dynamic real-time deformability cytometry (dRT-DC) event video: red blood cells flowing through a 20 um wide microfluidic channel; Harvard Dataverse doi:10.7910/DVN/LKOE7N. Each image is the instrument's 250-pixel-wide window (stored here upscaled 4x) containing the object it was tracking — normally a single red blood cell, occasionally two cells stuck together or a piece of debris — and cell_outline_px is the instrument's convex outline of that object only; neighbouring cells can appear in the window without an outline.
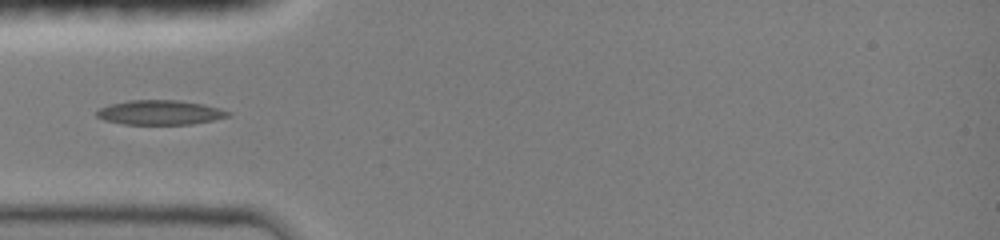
{"species": "common noctule bat (a hibernating species)", "species_latin": "Nyctalus noctula", "temperature_condition": "room temperature", "stored_images_in_passage": 3, "camera_frame_rate_fps": 3000, "um_per_image_px": 0.085, "animal": {"sex": "female", "body_mass_g": 19.0, "forearm_length_mm": 51.5}, "frame": {"image": 1, "passage_image": 1, "time_ms": 0.0, "image_size_px": [1000, 240], "cell_outline_px": [[228, 116], [212, 120], [192, 124], [124, 124], [104, 120], [96, 116], [96, 112], [100, 108], [112, 104], [128, 100], [180, 100], [204, 104], [220, 108], [228, 112]], "centroid_in_image_um": [13.58, 9.55], "position_along_channel_um": 71.4, "area_um2": 18.61}}
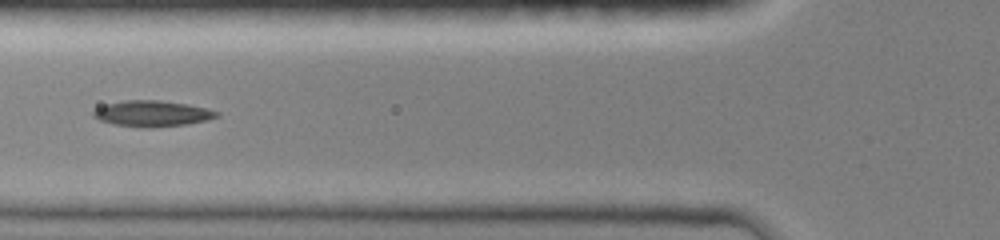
{"frame": {"image": 2, "passage_image": 2, "time_ms": 1.0, "image_size_px": [1000, 240], "cell_outline_px": [[220, 116], [208, 120], [184, 124], [116, 124], [100, 120], [92, 116], [92, 112], [96, 108], [108, 104], [124, 100], [160, 100], [188, 104], [220, 112]], "centroid_in_image_um": [12.97, 9.59], "position_along_channel_um": 112.8, "area_um2": 17.46}}